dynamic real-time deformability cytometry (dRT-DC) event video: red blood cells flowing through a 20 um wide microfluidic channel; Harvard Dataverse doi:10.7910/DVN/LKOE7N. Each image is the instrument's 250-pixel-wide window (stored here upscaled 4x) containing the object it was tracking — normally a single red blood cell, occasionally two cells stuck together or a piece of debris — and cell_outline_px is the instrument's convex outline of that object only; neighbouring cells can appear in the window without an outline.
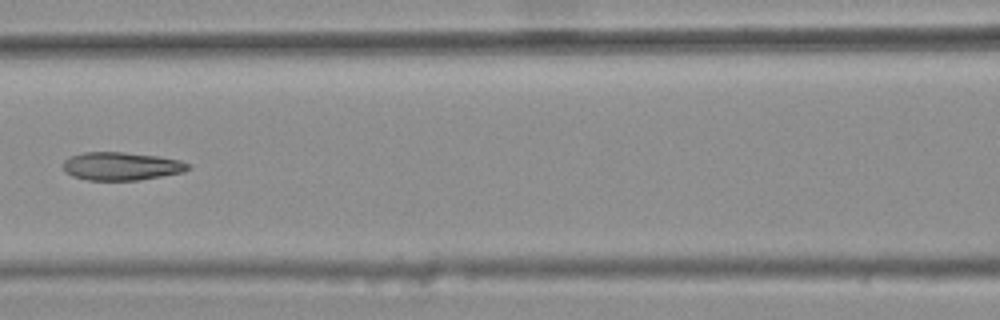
{"species": "common noctule bat (a hibernating species)", "species_latin": "Nyctalus noctula", "temperature_condition": "warm", "stored_images_in_passage": 6, "camera_frame_rate_fps": 3000, "um_per_image_px": 0.085, "animal": {"sex": "female", "body_mass_g": 25.1}, "frame": {"image": 1, "passage_image": 5, "time_ms": 1.333, "image_size_px": [1000, 320], "cell_outline_px": [[192, 164], [184, 172], [140, 180], [88, 180], [72, 176], [64, 172], [64, 160], [72, 156], [84, 152], [124, 152], [160, 156], [180, 160]], "centroid_in_image_um": [10.34, 14.12], "position_along_channel_um": 156.3, "area_um2": 20.58}}
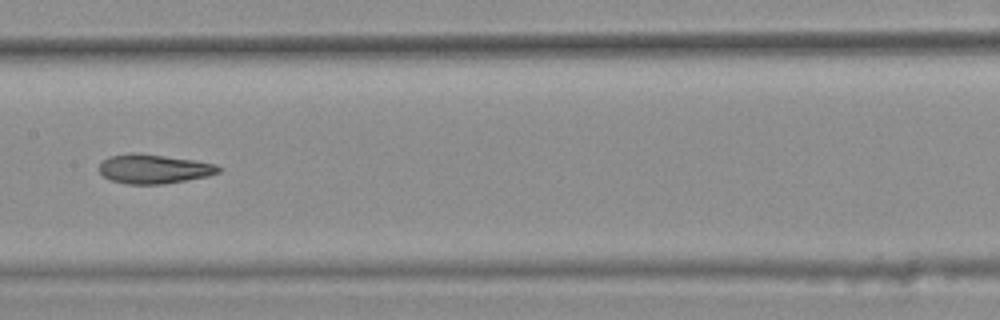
{"frame": {"image": 2, "passage_image": 6, "time_ms": 1.667, "image_size_px": [1000, 320], "cell_outline_px": [[224, 168], [220, 172], [208, 176], [164, 184], [128, 184], [108, 180], [100, 172], [100, 164], [108, 156], [132, 152], [196, 160], [216, 164]], "centroid_in_image_um": [13.1, 14.36], "position_along_channel_um": 194.3, "area_um2": 20.46}}